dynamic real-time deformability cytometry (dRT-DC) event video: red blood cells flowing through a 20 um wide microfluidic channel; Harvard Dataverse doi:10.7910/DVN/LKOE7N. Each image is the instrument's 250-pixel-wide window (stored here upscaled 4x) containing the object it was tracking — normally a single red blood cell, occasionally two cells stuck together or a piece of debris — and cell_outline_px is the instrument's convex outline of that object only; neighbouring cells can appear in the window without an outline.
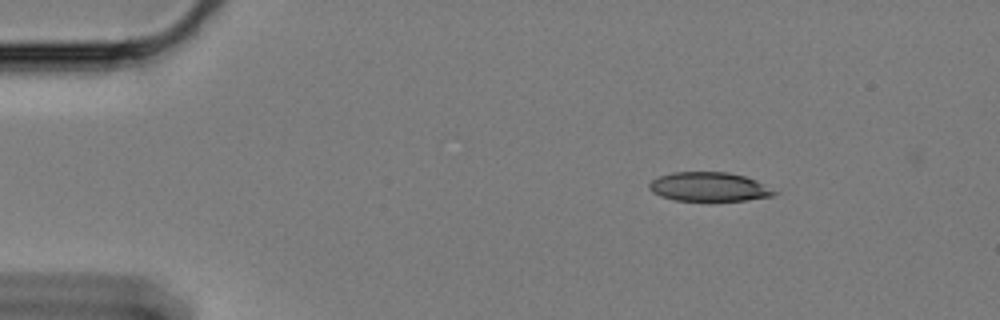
{"species": "Egyptian fruit bat (a non-hibernating species)", "species_latin": "Rousettus aegyptiacus", "temperature_condition": "cold", "stored_images_in_passage": 52, "camera_frame_rate_fps": 3000, "um_per_image_px": 0.085, "animal": {"sex": "female"}, "frame": {"image": 1, "passage_image": 1, "time_ms": 0.0, "image_size_px": [1000, 320], "cell_outline_px": [[780, 192], [772, 196], [744, 200], [676, 200], [652, 192], [648, 188], [648, 184], [652, 180], [660, 176], [672, 172], [728, 172], [744, 176], [756, 180]], "centroid_in_image_um": [60.29, 15.87], "position_along_channel_um": 24.7, "area_um2": 20.98}}
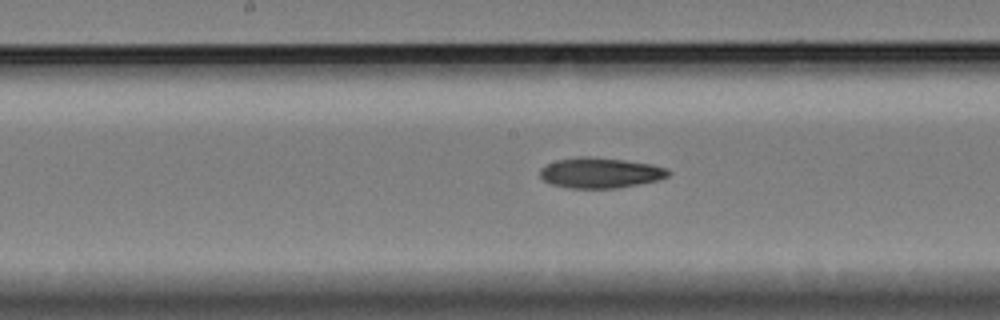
{"frame": {"image": 2, "passage_image": 23, "time_ms": 7.333, "image_size_px": [1000, 320], "cell_outline_px": [[672, 172], [668, 176], [656, 180], [616, 188], [568, 188], [552, 184], [544, 180], [540, 176], [540, 168], [556, 160], [576, 156], [592, 156], [624, 160], [652, 164], [668, 168]], "centroid_in_image_um": [51.01, 14.67], "position_along_channel_um": 197.2, "area_um2": 22.77}}
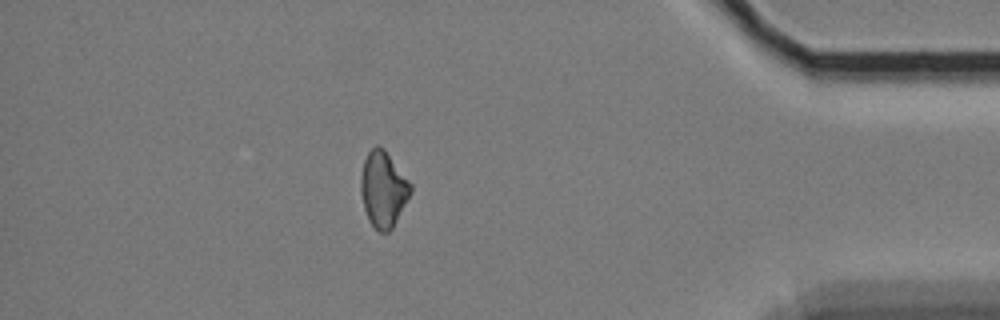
{"frame": {"image": 3, "passage_image": 45, "time_ms": 14.667, "image_size_px": [1000, 320], "cell_outline_px": [[412, 192], [392, 228], [388, 232], [380, 232], [368, 220], [364, 208], [360, 192], [360, 176], [364, 160], [368, 152], [376, 144], [384, 148], [412, 184]], "centroid_in_image_um": [32.57, 16.06], "position_along_channel_um": 402.6, "area_um2": 22.02}, "authors_computed_cell_mechanics": {"area_um2": 22.4842, "velocity_mm_per_s": 3.3113, "shape_relaxation_time_tau1_ms": 7.6161, "shape_relaxation_time_tau2_ms": null, "deformation_change_tau1": 0.1271, "deformation_change_tau2": null}}